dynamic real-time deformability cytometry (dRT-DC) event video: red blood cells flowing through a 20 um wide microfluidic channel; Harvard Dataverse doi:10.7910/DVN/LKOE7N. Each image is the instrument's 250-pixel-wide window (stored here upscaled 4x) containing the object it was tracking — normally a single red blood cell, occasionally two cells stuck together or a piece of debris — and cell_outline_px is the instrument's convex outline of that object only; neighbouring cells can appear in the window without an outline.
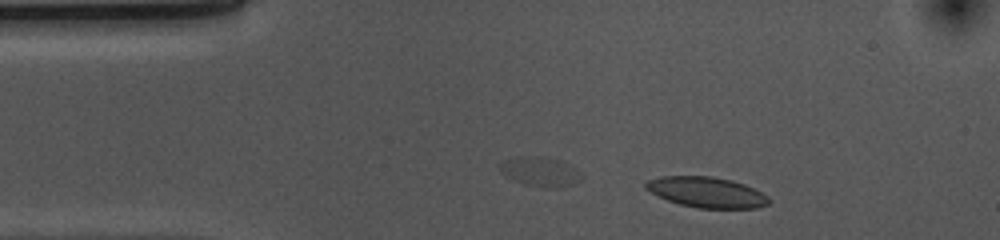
{"species": "common noctule bat (a hibernating species)", "species_latin": "Nyctalus noctula", "temperature_condition": "cold", "stored_images_in_passage": 45, "camera_frame_rate_fps": 3000, "um_per_image_px": 0.085, "animal": {"sex": "female", "body_mass_g": 10.0, "forearm_length_mm": 53.1}, "frame": {"image": 1, "passage_image": 3, "time_ms": 0.667, "image_size_px": [1000, 240], "cell_outline_px": [[768, 204], [756, 208], [700, 208], [680, 204], [668, 200], [644, 188], [644, 184], [648, 180], [660, 176], [712, 176], [732, 180], [744, 184], [768, 196]], "centroid_in_image_um": [60.05, 16.33], "position_along_channel_um": 25.0, "area_um2": 21.68}}
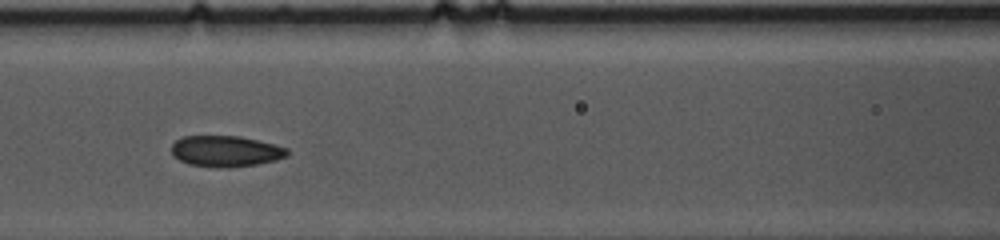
{"frame": {"image": 2, "passage_image": 17, "time_ms": 5.333, "image_size_px": [1000, 240], "cell_outline_px": [[288, 156], [276, 160], [256, 164], [228, 168], [224, 168], [188, 164], [180, 160], [172, 152], [172, 144], [176, 140], [184, 136], [240, 136], [276, 144], [288, 148]], "centroid_in_image_um": [19.23, 12.85], "position_along_channel_um": 147.4, "area_um2": 20.92}}
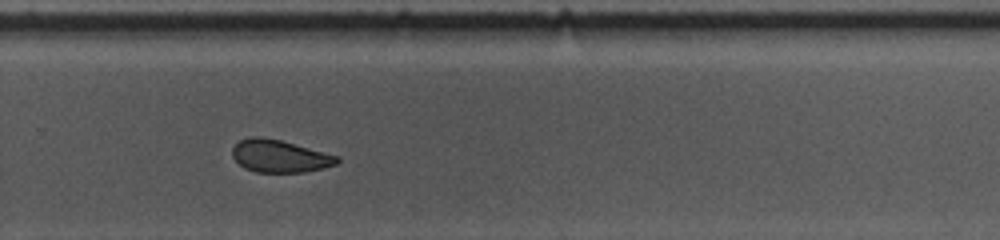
{"frame": {"image": 3, "passage_image": 30, "time_ms": 9.667, "image_size_px": [1000, 240], "cell_outline_px": [[340, 160], [336, 164], [304, 172], [256, 172], [244, 168], [232, 156], [232, 148], [240, 140], [252, 136], [260, 136], [280, 140], [340, 156]], "centroid_in_image_um": [23.76, 13.26], "position_along_channel_um": 306.0, "area_um2": 19.71}, "authors_computed_cell_mechanics": {"area_um2": 20.6346, "velocity_mm_per_s": 3.6745, "shape_relaxation_time_tau1_ms": 9.6334, "shape_relaxation_time_tau2_ms": 3.441, "deformation_change_tau1": 0.1251, "deformation_change_tau2": 0.0781}}